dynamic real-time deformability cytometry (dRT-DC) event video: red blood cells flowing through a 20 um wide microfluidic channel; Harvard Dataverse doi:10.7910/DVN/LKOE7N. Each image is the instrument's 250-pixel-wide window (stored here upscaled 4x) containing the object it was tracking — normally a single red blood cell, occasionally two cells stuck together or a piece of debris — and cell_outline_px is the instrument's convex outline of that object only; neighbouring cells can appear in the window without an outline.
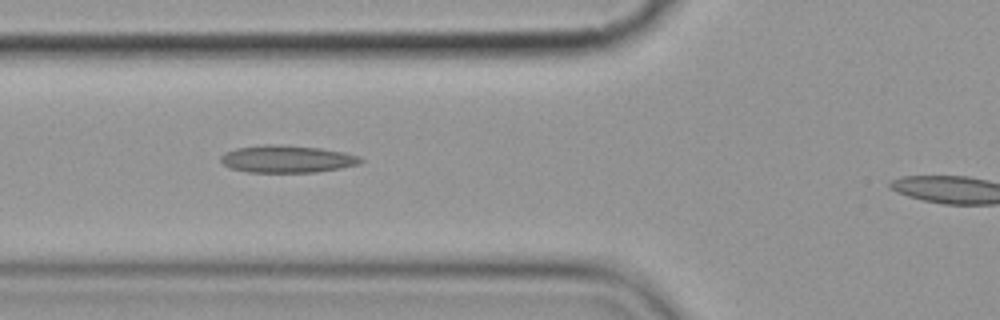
{"species": "common noctule bat (a hibernating species)", "species_latin": "Nyctalus noctula", "temperature_condition": "cold", "stored_images_in_passage": 10, "camera_frame_rate_fps": 3000, "um_per_image_px": 0.085, "animal": {"sex": "female", "body_mass_g": 19.9}, "frame": {"image": 1, "passage_image": 6, "time_ms": 6.0, "image_size_px": [1000, 320], "cell_outline_px": [[364, 160], [360, 164], [340, 168], [316, 172], [248, 172], [232, 168], [224, 164], [220, 160], [220, 156], [224, 152], [236, 148], [264, 144], [284, 144], [320, 148], [344, 152], [360, 156]], "centroid_in_image_um": [24.41, 13.5], "position_along_channel_um": 101.4, "area_um2": 22.43}}
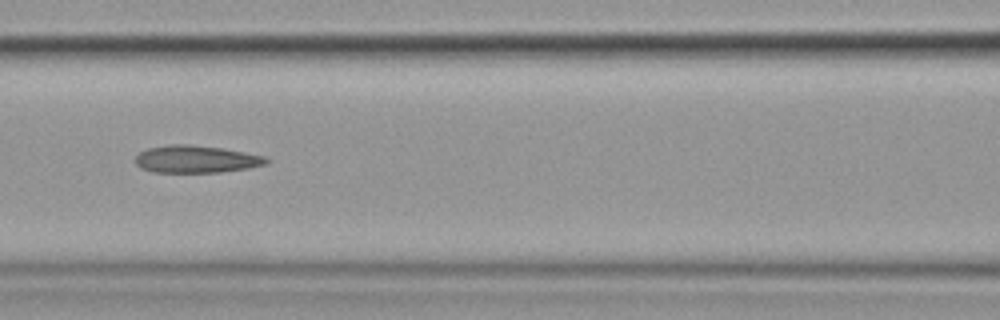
{"frame": {"image": 2, "passage_image": 7, "time_ms": 7.333, "image_size_px": [1000, 320], "cell_outline_px": [[272, 160], [264, 164], [248, 168], [220, 172], [152, 172], [140, 168], [136, 164], [136, 156], [140, 152], [148, 148], [168, 144], [188, 144], [224, 148], [264, 156]], "centroid_in_image_um": [16.66, 13.52], "position_along_channel_um": 149.9, "area_um2": 20.92}}
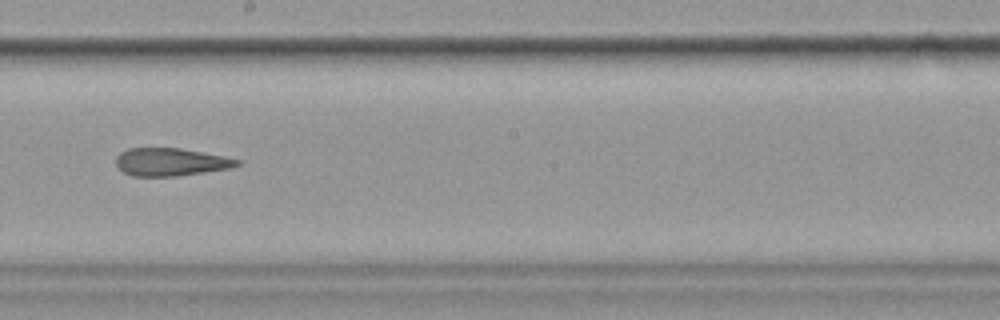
{"frame": {"image": 3, "passage_image": 9, "time_ms": 9.667, "image_size_px": [1000, 320], "cell_outline_px": [[244, 164], [232, 168], [176, 176], [132, 176], [124, 172], [116, 164], [116, 156], [120, 152], [128, 148], [180, 148], [224, 156], [244, 160]], "centroid_in_image_um": [14.57, 13.76], "position_along_channel_um": 233.6, "area_um2": 19.83}}